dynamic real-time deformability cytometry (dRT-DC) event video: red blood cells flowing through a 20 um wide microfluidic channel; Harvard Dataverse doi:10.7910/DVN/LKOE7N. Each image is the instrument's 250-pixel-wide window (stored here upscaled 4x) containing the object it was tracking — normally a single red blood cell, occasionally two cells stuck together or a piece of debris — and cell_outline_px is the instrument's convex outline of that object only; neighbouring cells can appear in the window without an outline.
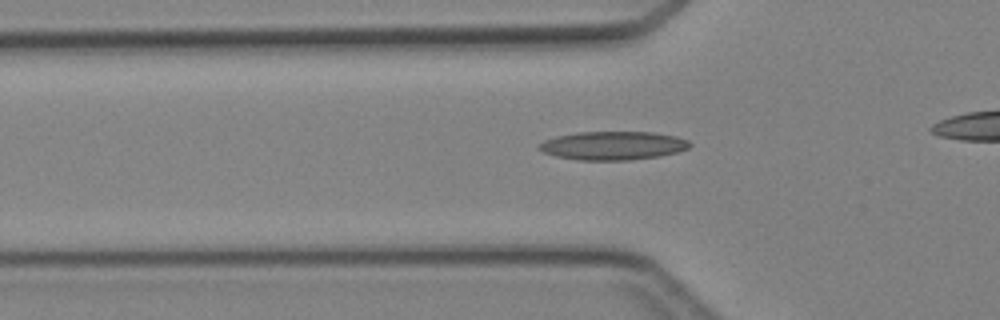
{"species": "Egyptian fruit bat (a non-hibernating species)", "species_latin": "Rousettus aegyptiacus", "temperature_condition": "cold", "stored_images_in_passage": 36, "camera_frame_rate_fps": 3000, "um_per_image_px": 0.085, "animal": {"sex": "female"}, "frame": {"image": 1, "passage_image": 14, "time_ms": 4.333, "image_size_px": [1000, 320], "cell_outline_px": [[692, 144], [688, 148], [676, 152], [660, 156], [628, 160], [580, 160], [556, 156], [544, 152], [536, 148], [544, 140], [556, 136], [576, 132], [652, 132], [676, 136], [688, 140]], "centroid_in_image_um": [52.1, 12.37], "position_along_channel_um": 73.7, "area_um2": 25.03}}
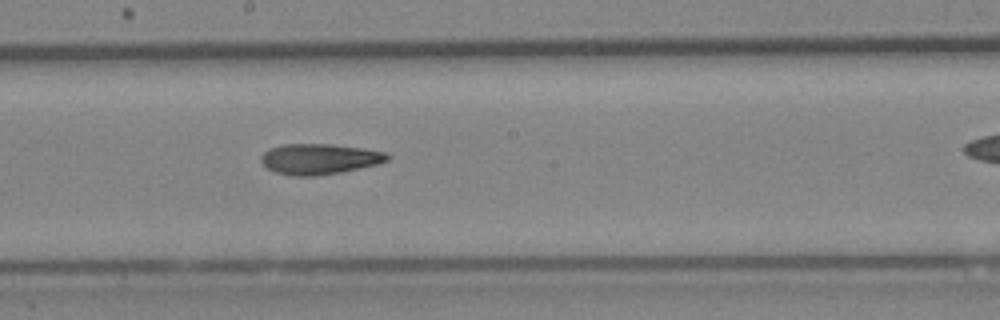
{"frame": {"image": 2, "passage_image": 24, "time_ms": 7.667, "image_size_px": [1000, 320], "cell_outline_px": [[392, 156], [388, 160], [376, 164], [360, 168], [340, 172], [312, 176], [296, 176], [276, 172], [268, 168], [260, 160], [260, 156], [268, 148], [284, 144], [328, 144], [364, 148], [388, 152]], "centroid_in_image_um": [27.17, 13.5], "position_along_channel_um": 221.0, "area_um2": 22.48}}
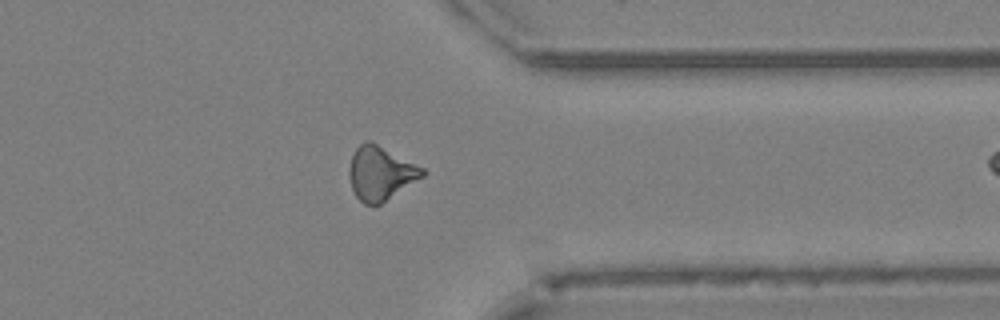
{"frame": {"image": 3, "passage_image": 35, "time_ms": 11.333, "image_size_px": [1000, 320], "cell_outline_px": [[424, 176], [380, 204], [364, 204], [356, 196], [352, 188], [348, 172], [348, 168], [352, 156], [356, 148], [360, 144], [368, 140], [372, 140], [424, 168]], "centroid_in_image_um": [32.33, 14.69], "position_along_channel_um": 379.1, "area_um2": 22.89}}